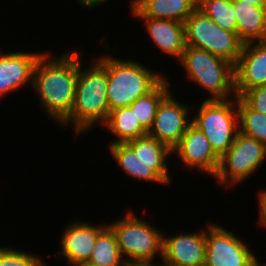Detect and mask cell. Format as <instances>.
I'll return each mask as SVG.
<instances>
[{
    "label": "cell",
    "mask_w": 266,
    "mask_h": 266,
    "mask_svg": "<svg viewBox=\"0 0 266 266\" xmlns=\"http://www.w3.org/2000/svg\"><path fill=\"white\" fill-rule=\"evenodd\" d=\"M43 53L33 71L32 87L38 93L42 109L52 120L62 124L74 105L79 71V50L57 58Z\"/></svg>",
    "instance_id": "6da1fadb"
},
{
    "label": "cell",
    "mask_w": 266,
    "mask_h": 266,
    "mask_svg": "<svg viewBox=\"0 0 266 266\" xmlns=\"http://www.w3.org/2000/svg\"><path fill=\"white\" fill-rule=\"evenodd\" d=\"M82 54L79 50L74 105L70 116L61 124L66 127L72 123L76 135L89 131L99 122L104 125L110 113L107 98V56H100L95 63H92L93 65L82 69Z\"/></svg>",
    "instance_id": "7a4b0ae2"
},
{
    "label": "cell",
    "mask_w": 266,
    "mask_h": 266,
    "mask_svg": "<svg viewBox=\"0 0 266 266\" xmlns=\"http://www.w3.org/2000/svg\"><path fill=\"white\" fill-rule=\"evenodd\" d=\"M107 56V98L109 112L130 106L151 92L164 78L131 59Z\"/></svg>",
    "instance_id": "3957f363"
},
{
    "label": "cell",
    "mask_w": 266,
    "mask_h": 266,
    "mask_svg": "<svg viewBox=\"0 0 266 266\" xmlns=\"http://www.w3.org/2000/svg\"><path fill=\"white\" fill-rule=\"evenodd\" d=\"M108 226L115 233L121 254L129 266H156L154 258L163 256V233L134 211ZM126 257V258H125Z\"/></svg>",
    "instance_id": "277c9868"
},
{
    "label": "cell",
    "mask_w": 266,
    "mask_h": 266,
    "mask_svg": "<svg viewBox=\"0 0 266 266\" xmlns=\"http://www.w3.org/2000/svg\"><path fill=\"white\" fill-rule=\"evenodd\" d=\"M179 62L188 77L212 95L206 100H228L236 97L234 65L229 61L204 49L186 46Z\"/></svg>",
    "instance_id": "5b68a950"
},
{
    "label": "cell",
    "mask_w": 266,
    "mask_h": 266,
    "mask_svg": "<svg viewBox=\"0 0 266 266\" xmlns=\"http://www.w3.org/2000/svg\"><path fill=\"white\" fill-rule=\"evenodd\" d=\"M191 120L221 158L232 146L239 131L237 97L234 100L205 99Z\"/></svg>",
    "instance_id": "8992f818"
},
{
    "label": "cell",
    "mask_w": 266,
    "mask_h": 266,
    "mask_svg": "<svg viewBox=\"0 0 266 266\" xmlns=\"http://www.w3.org/2000/svg\"><path fill=\"white\" fill-rule=\"evenodd\" d=\"M184 24L186 46L204 49L234 66L237 64L244 45L237 33L222 29L198 7Z\"/></svg>",
    "instance_id": "52a82bcc"
},
{
    "label": "cell",
    "mask_w": 266,
    "mask_h": 266,
    "mask_svg": "<svg viewBox=\"0 0 266 266\" xmlns=\"http://www.w3.org/2000/svg\"><path fill=\"white\" fill-rule=\"evenodd\" d=\"M266 159V146L256 139L237 132L234 143L220 158L214 177L225 188L244 182Z\"/></svg>",
    "instance_id": "ba28073f"
},
{
    "label": "cell",
    "mask_w": 266,
    "mask_h": 266,
    "mask_svg": "<svg viewBox=\"0 0 266 266\" xmlns=\"http://www.w3.org/2000/svg\"><path fill=\"white\" fill-rule=\"evenodd\" d=\"M204 266H258V259L235 234L209 222Z\"/></svg>",
    "instance_id": "9c48e42d"
},
{
    "label": "cell",
    "mask_w": 266,
    "mask_h": 266,
    "mask_svg": "<svg viewBox=\"0 0 266 266\" xmlns=\"http://www.w3.org/2000/svg\"><path fill=\"white\" fill-rule=\"evenodd\" d=\"M170 92L159 104L148 135L173 149L192 123L189 108L177 102Z\"/></svg>",
    "instance_id": "30bf717a"
},
{
    "label": "cell",
    "mask_w": 266,
    "mask_h": 266,
    "mask_svg": "<svg viewBox=\"0 0 266 266\" xmlns=\"http://www.w3.org/2000/svg\"><path fill=\"white\" fill-rule=\"evenodd\" d=\"M172 153H176L182 163L190 169L201 170L213 177L217 173L220 158L212 149L205 134L192 123L180 142L172 149Z\"/></svg>",
    "instance_id": "8fae6325"
},
{
    "label": "cell",
    "mask_w": 266,
    "mask_h": 266,
    "mask_svg": "<svg viewBox=\"0 0 266 266\" xmlns=\"http://www.w3.org/2000/svg\"><path fill=\"white\" fill-rule=\"evenodd\" d=\"M235 94L266 85V41L245 43L234 66Z\"/></svg>",
    "instance_id": "7c38bea8"
},
{
    "label": "cell",
    "mask_w": 266,
    "mask_h": 266,
    "mask_svg": "<svg viewBox=\"0 0 266 266\" xmlns=\"http://www.w3.org/2000/svg\"><path fill=\"white\" fill-rule=\"evenodd\" d=\"M206 230L168 237L163 234V266H204Z\"/></svg>",
    "instance_id": "4fadbf2b"
},
{
    "label": "cell",
    "mask_w": 266,
    "mask_h": 266,
    "mask_svg": "<svg viewBox=\"0 0 266 266\" xmlns=\"http://www.w3.org/2000/svg\"><path fill=\"white\" fill-rule=\"evenodd\" d=\"M108 225L94 226L92 223L75 221L63 230L60 249L56 255L61 254L68 264L74 266L81 262H88L98 235Z\"/></svg>",
    "instance_id": "5bb4252c"
},
{
    "label": "cell",
    "mask_w": 266,
    "mask_h": 266,
    "mask_svg": "<svg viewBox=\"0 0 266 266\" xmlns=\"http://www.w3.org/2000/svg\"><path fill=\"white\" fill-rule=\"evenodd\" d=\"M43 53L0 51V97L17 91L24 85H32L33 71ZM30 83V84H28ZM8 93V94H7Z\"/></svg>",
    "instance_id": "9a60e30c"
},
{
    "label": "cell",
    "mask_w": 266,
    "mask_h": 266,
    "mask_svg": "<svg viewBox=\"0 0 266 266\" xmlns=\"http://www.w3.org/2000/svg\"><path fill=\"white\" fill-rule=\"evenodd\" d=\"M138 18L145 22V28L154 45L179 61L186 49L185 24L174 20Z\"/></svg>",
    "instance_id": "2e32d148"
},
{
    "label": "cell",
    "mask_w": 266,
    "mask_h": 266,
    "mask_svg": "<svg viewBox=\"0 0 266 266\" xmlns=\"http://www.w3.org/2000/svg\"><path fill=\"white\" fill-rule=\"evenodd\" d=\"M132 15L185 23L197 8L198 0H132Z\"/></svg>",
    "instance_id": "e0dca14e"
},
{
    "label": "cell",
    "mask_w": 266,
    "mask_h": 266,
    "mask_svg": "<svg viewBox=\"0 0 266 266\" xmlns=\"http://www.w3.org/2000/svg\"><path fill=\"white\" fill-rule=\"evenodd\" d=\"M137 158L150 168L163 182L169 184V176L166 160L172 154V149L150 135L128 141Z\"/></svg>",
    "instance_id": "ac0fdd59"
},
{
    "label": "cell",
    "mask_w": 266,
    "mask_h": 266,
    "mask_svg": "<svg viewBox=\"0 0 266 266\" xmlns=\"http://www.w3.org/2000/svg\"><path fill=\"white\" fill-rule=\"evenodd\" d=\"M237 36L245 44L266 41V8L245 1H233Z\"/></svg>",
    "instance_id": "d6986e66"
},
{
    "label": "cell",
    "mask_w": 266,
    "mask_h": 266,
    "mask_svg": "<svg viewBox=\"0 0 266 266\" xmlns=\"http://www.w3.org/2000/svg\"><path fill=\"white\" fill-rule=\"evenodd\" d=\"M103 126L117 136V140L110 144L127 143L148 134L129 106L110 111Z\"/></svg>",
    "instance_id": "ffe728a7"
},
{
    "label": "cell",
    "mask_w": 266,
    "mask_h": 266,
    "mask_svg": "<svg viewBox=\"0 0 266 266\" xmlns=\"http://www.w3.org/2000/svg\"><path fill=\"white\" fill-rule=\"evenodd\" d=\"M109 151L115 162L125 174L139 181L164 182L150 169L143 164L135 155L133 149L127 143L109 144Z\"/></svg>",
    "instance_id": "44dd1931"
},
{
    "label": "cell",
    "mask_w": 266,
    "mask_h": 266,
    "mask_svg": "<svg viewBox=\"0 0 266 266\" xmlns=\"http://www.w3.org/2000/svg\"><path fill=\"white\" fill-rule=\"evenodd\" d=\"M88 262L97 266H129L121 254L116 235L109 226L98 235Z\"/></svg>",
    "instance_id": "7402d4cb"
},
{
    "label": "cell",
    "mask_w": 266,
    "mask_h": 266,
    "mask_svg": "<svg viewBox=\"0 0 266 266\" xmlns=\"http://www.w3.org/2000/svg\"><path fill=\"white\" fill-rule=\"evenodd\" d=\"M168 83L165 77L151 92L139 97L129 106L147 131L153 125L159 104L171 92Z\"/></svg>",
    "instance_id": "603a6c76"
},
{
    "label": "cell",
    "mask_w": 266,
    "mask_h": 266,
    "mask_svg": "<svg viewBox=\"0 0 266 266\" xmlns=\"http://www.w3.org/2000/svg\"><path fill=\"white\" fill-rule=\"evenodd\" d=\"M239 132L252 137L266 146V115L251 109L237 97Z\"/></svg>",
    "instance_id": "cb8c5ba5"
},
{
    "label": "cell",
    "mask_w": 266,
    "mask_h": 266,
    "mask_svg": "<svg viewBox=\"0 0 266 266\" xmlns=\"http://www.w3.org/2000/svg\"><path fill=\"white\" fill-rule=\"evenodd\" d=\"M197 7L222 29L237 33V19L232 0H198Z\"/></svg>",
    "instance_id": "d4e9b609"
},
{
    "label": "cell",
    "mask_w": 266,
    "mask_h": 266,
    "mask_svg": "<svg viewBox=\"0 0 266 266\" xmlns=\"http://www.w3.org/2000/svg\"><path fill=\"white\" fill-rule=\"evenodd\" d=\"M44 260L38 255L0 247V266H46Z\"/></svg>",
    "instance_id": "484cf974"
},
{
    "label": "cell",
    "mask_w": 266,
    "mask_h": 266,
    "mask_svg": "<svg viewBox=\"0 0 266 266\" xmlns=\"http://www.w3.org/2000/svg\"><path fill=\"white\" fill-rule=\"evenodd\" d=\"M240 98L251 109L266 115V85L247 90Z\"/></svg>",
    "instance_id": "4316f807"
},
{
    "label": "cell",
    "mask_w": 266,
    "mask_h": 266,
    "mask_svg": "<svg viewBox=\"0 0 266 266\" xmlns=\"http://www.w3.org/2000/svg\"><path fill=\"white\" fill-rule=\"evenodd\" d=\"M258 199H259V220L261 225L266 228V189L261 190L260 193H258Z\"/></svg>",
    "instance_id": "83f0119b"
},
{
    "label": "cell",
    "mask_w": 266,
    "mask_h": 266,
    "mask_svg": "<svg viewBox=\"0 0 266 266\" xmlns=\"http://www.w3.org/2000/svg\"><path fill=\"white\" fill-rule=\"evenodd\" d=\"M78 1L82 6L90 9V8L97 6L99 4H102L103 2L108 1V0H78Z\"/></svg>",
    "instance_id": "f1b7e54d"
},
{
    "label": "cell",
    "mask_w": 266,
    "mask_h": 266,
    "mask_svg": "<svg viewBox=\"0 0 266 266\" xmlns=\"http://www.w3.org/2000/svg\"><path fill=\"white\" fill-rule=\"evenodd\" d=\"M232 1H245V2L250 3L252 5L266 8V0H232Z\"/></svg>",
    "instance_id": "f546056e"
},
{
    "label": "cell",
    "mask_w": 266,
    "mask_h": 266,
    "mask_svg": "<svg viewBox=\"0 0 266 266\" xmlns=\"http://www.w3.org/2000/svg\"><path fill=\"white\" fill-rule=\"evenodd\" d=\"M74 266H97V265L91 264L89 262H81V263H78Z\"/></svg>",
    "instance_id": "4dcf8cb0"
},
{
    "label": "cell",
    "mask_w": 266,
    "mask_h": 266,
    "mask_svg": "<svg viewBox=\"0 0 266 266\" xmlns=\"http://www.w3.org/2000/svg\"><path fill=\"white\" fill-rule=\"evenodd\" d=\"M258 266H266V263L262 264L258 261Z\"/></svg>",
    "instance_id": "1f68e13d"
}]
</instances>
